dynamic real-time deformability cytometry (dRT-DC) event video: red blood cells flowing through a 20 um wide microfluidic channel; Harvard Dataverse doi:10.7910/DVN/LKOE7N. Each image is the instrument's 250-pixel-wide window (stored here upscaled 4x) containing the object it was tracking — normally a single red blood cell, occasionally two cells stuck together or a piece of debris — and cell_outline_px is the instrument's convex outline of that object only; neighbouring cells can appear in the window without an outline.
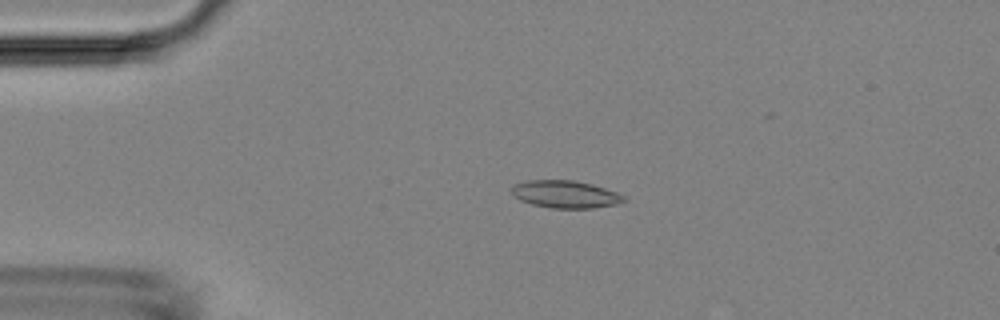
{"species": "Egyptian fruit bat (a non-hibernating species)", "species_latin": "Rousettus aegyptiacus", "temperature_condition": "room temperature", "stored_images_in_passage": 3, "camera_frame_rate_fps": 3000, "um_per_image_px": 0.085, "animal": {"sex": "female"}, "frame": {"image": 1, "passage_image": 2, "time_ms": 2.0, "image_size_px": [1000, 320], "cell_outline_px": [[628, 200], [616, 204], [592, 208], [552, 208], [532, 204], [520, 200], [512, 196], [508, 188], [512, 184], [528, 180], [576, 180], [592, 184], [616, 192], [624, 196]], "centroid_in_image_um": [47.99, 16.5], "position_along_channel_um": 37.0, "area_um2": 18.21}}